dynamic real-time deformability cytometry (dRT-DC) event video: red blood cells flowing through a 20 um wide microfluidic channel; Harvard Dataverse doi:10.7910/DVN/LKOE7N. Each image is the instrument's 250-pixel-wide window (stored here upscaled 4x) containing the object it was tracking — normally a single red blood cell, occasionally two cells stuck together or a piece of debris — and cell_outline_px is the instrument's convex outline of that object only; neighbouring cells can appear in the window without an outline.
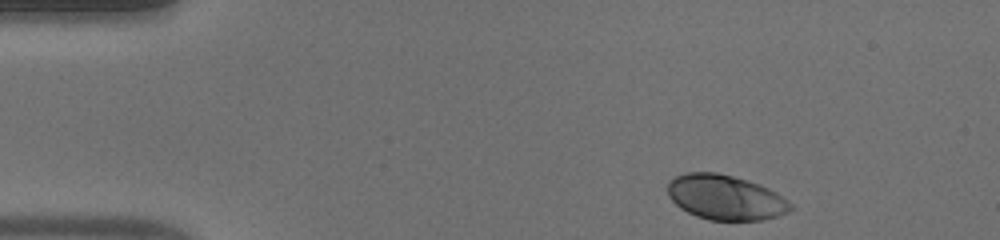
{"species": "human", "species_latin": "Homo sapiens", "temperature_condition": "warm", "stored_images_in_passage": 44, "camera_frame_rate_fps": 3000, "um_per_image_px": 0.085, "donor": {"sex": "male"}, "frame": {"image": 1, "passage_image": 1, "time_ms": 0.0, "image_size_px": [1000, 240], "cell_outline_px": [[796, 208], [788, 212], [764, 220], [708, 220], [696, 216], [680, 208], [668, 196], [668, 180], [676, 176], [688, 172], [716, 172], [748, 180], [760, 184], [776, 192], [788, 200]], "centroid_in_image_um": [61.68, 16.78], "position_along_channel_um": 23.3, "area_um2": 32.37}}
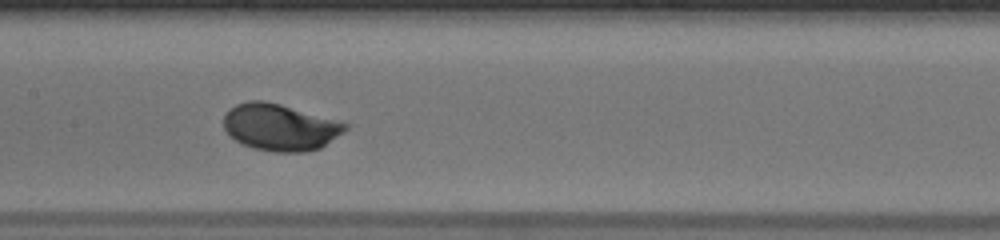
{"frame": {"image": 2, "passage_image": 19, "time_ms": 6.0, "image_size_px": [1000, 240], "cell_outline_px": [[348, 128], [344, 132], [320, 148], [304, 152], [276, 152], [252, 148], [228, 136], [224, 128], [224, 116], [236, 104], [248, 100], [264, 100], [280, 104], [348, 124]], "centroid_in_image_um": [23.78, 10.82], "position_along_channel_um": 183.6, "area_um2": 32.83}}
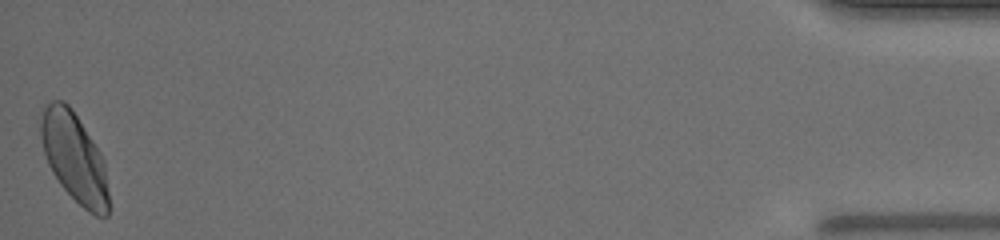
{"frame": {"image": 3, "passage_image": 44, "time_ms": 14.333, "image_size_px": [1000, 240], "cell_outline_px": [[108, 216], [96, 216], [88, 212], [60, 184], [52, 172], [48, 164], [44, 152], [40, 136], [40, 120], [44, 104], [52, 100], [64, 100], [72, 108], [100, 152], [104, 160], [108, 192]], "centroid_in_image_um": [6.3, 13.35], "position_along_channel_um": 428.9, "area_um2": 35.32}, "authors_computed_cell_mechanics": {"area_um2": 32.5414, "velocity_mm_per_s": 4.0691, "shape_relaxation_time_tau1_ms": 2.1283, "shape_relaxation_time_tau2_ms": null, "deformation_change_tau1": 0.139, "deformation_change_tau2": null}}